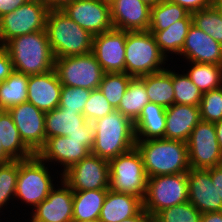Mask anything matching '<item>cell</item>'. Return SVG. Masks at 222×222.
Returning a JSON list of instances; mask_svg holds the SVG:
<instances>
[{"instance_id": "cell-23", "label": "cell", "mask_w": 222, "mask_h": 222, "mask_svg": "<svg viewBox=\"0 0 222 222\" xmlns=\"http://www.w3.org/2000/svg\"><path fill=\"white\" fill-rule=\"evenodd\" d=\"M35 154L24 144L7 110H0V164L24 160Z\"/></svg>"}, {"instance_id": "cell-19", "label": "cell", "mask_w": 222, "mask_h": 222, "mask_svg": "<svg viewBox=\"0 0 222 222\" xmlns=\"http://www.w3.org/2000/svg\"><path fill=\"white\" fill-rule=\"evenodd\" d=\"M111 20L115 29L147 31L151 7L142 0H113L110 3Z\"/></svg>"}, {"instance_id": "cell-8", "label": "cell", "mask_w": 222, "mask_h": 222, "mask_svg": "<svg viewBox=\"0 0 222 222\" xmlns=\"http://www.w3.org/2000/svg\"><path fill=\"white\" fill-rule=\"evenodd\" d=\"M188 202L187 173L149 177L143 208L154 217L163 209Z\"/></svg>"}, {"instance_id": "cell-50", "label": "cell", "mask_w": 222, "mask_h": 222, "mask_svg": "<svg viewBox=\"0 0 222 222\" xmlns=\"http://www.w3.org/2000/svg\"><path fill=\"white\" fill-rule=\"evenodd\" d=\"M214 125H215L217 141L220 145V148L222 149V120L214 123Z\"/></svg>"}, {"instance_id": "cell-9", "label": "cell", "mask_w": 222, "mask_h": 222, "mask_svg": "<svg viewBox=\"0 0 222 222\" xmlns=\"http://www.w3.org/2000/svg\"><path fill=\"white\" fill-rule=\"evenodd\" d=\"M54 70L62 86L98 89L104 70L92 52L55 59Z\"/></svg>"}, {"instance_id": "cell-33", "label": "cell", "mask_w": 222, "mask_h": 222, "mask_svg": "<svg viewBox=\"0 0 222 222\" xmlns=\"http://www.w3.org/2000/svg\"><path fill=\"white\" fill-rule=\"evenodd\" d=\"M189 12L182 6L163 0L151 7L149 30H165L174 22L184 19Z\"/></svg>"}, {"instance_id": "cell-30", "label": "cell", "mask_w": 222, "mask_h": 222, "mask_svg": "<svg viewBox=\"0 0 222 222\" xmlns=\"http://www.w3.org/2000/svg\"><path fill=\"white\" fill-rule=\"evenodd\" d=\"M29 75L13 71L0 83V110H8L27 101Z\"/></svg>"}, {"instance_id": "cell-26", "label": "cell", "mask_w": 222, "mask_h": 222, "mask_svg": "<svg viewBox=\"0 0 222 222\" xmlns=\"http://www.w3.org/2000/svg\"><path fill=\"white\" fill-rule=\"evenodd\" d=\"M87 122L78 111L63 110L57 107L45 113L46 139L55 136H68L75 131H84Z\"/></svg>"}, {"instance_id": "cell-35", "label": "cell", "mask_w": 222, "mask_h": 222, "mask_svg": "<svg viewBox=\"0 0 222 222\" xmlns=\"http://www.w3.org/2000/svg\"><path fill=\"white\" fill-rule=\"evenodd\" d=\"M172 84L174 88V103L199 107L202 93L190 80L186 73L179 74L172 70Z\"/></svg>"}, {"instance_id": "cell-52", "label": "cell", "mask_w": 222, "mask_h": 222, "mask_svg": "<svg viewBox=\"0 0 222 222\" xmlns=\"http://www.w3.org/2000/svg\"><path fill=\"white\" fill-rule=\"evenodd\" d=\"M71 222H99L98 220H72Z\"/></svg>"}, {"instance_id": "cell-34", "label": "cell", "mask_w": 222, "mask_h": 222, "mask_svg": "<svg viewBox=\"0 0 222 222\" xmlns=\"http://www.w3.org/2000/svg\"><path fill=\"white\" fill-rule=\"evenodd\" d=\"M131 75L124 73H105L99 85V90L108 100L113 109H117L122 100L130 81Z\"/></svg>"}, {"instance_id": "cell-27", "label": "cell", "mask_w": 222, "mask_h": 222, "mask_svg": "<svg viewBox=\"0 0 222 222\" xmlns=\"http://www.w3.org/2000/svg\"><path fill=\"white\" fill-rule=\"evenodd\" d=\"M193 24L192 15L189 13L184 19L178 20L165 30H149L155 37L160 51L167 58L170 52L180 54L189 28Z\"/></svg>"}, {"instance_id": "cell-47", "label": "cell", "mask_w": 222, "mask_h": 222, "mask_svg": "<svg viewBox=\"0 0 222 222\" xmlns=\"http://www.w3.org/2000/svg\"><path fill=\"white\" fill-rule=\"evenodd\" d=\"M151 218V215L142 208L136 215L120 222H150Z\"/></svg>"}, {"instance_id": "cell-15", "label": "cell", "mask_w": 222, "mask_h": 222, "mask_svg": "<svg viewBox=\"0 0 222 222\" xmlns=\"http://www.w3.org/2000/svg\"><path fill=\"white\" fill-rule=\"evenodd\" d=\"M126 31L111 29L93 37L92 53L105 73L125 72Z\"/></svg>"}, {"instance_id": "cell-4", "label": "cell", "mask_w": 222, "mask_h": 222, "mask_svg": "<svg viewBox=\"0 0 222 222\" xmlns=\"http://www.w3.org/2000/svg\"><path fill=\"white\" fill-rule=\"evenodd\" d=\"M93 125L96 133L91 153L100 158L109 161L136 145L134 122L116 109Z\"/></svg>"}, {"instance_id": "cell-28", "label": "cell", "mask_w": 222, "mask_h": 222, "mask_svg": "<svg viewBox=\"0 0 222 222\" xmlns=\"http://www.w3.org/2000/svg\"><path fill=\"white\" fill-rule=\"evenodd\" d=\"M146 86L149 102L168 108L174 104V88L171 69L138 77Z\"/></svg>"}, {"instance_id": "cell-38", "label": "cell", "mask_w": 222, "mask_h": 222, "mask_svg": "<svg viewBox=\"0 0 222 222\" xmlns=\"http://www.w3.org/2000/svg\"><path fill=\"white\" fill-rule=\"evenodd\" d=\"M201 213L189 201L158 212L153 218L157 222H200Z\"/></svg>"}, {"instance_id": "cell-40", "label": "cell", "mask_w": 222, "mask_h": 222, "mask_svg": "<svg viewBox=\"0 0 222 222\" xmlns=\"http://www.w3.org/2000/svg\"><path fill=\"white\" fill-rule=\"evenodd\" d=\"M90 94L91 90L82 87L62 86L58 107L83 114L84 106Z\"/></svg>"}, {"instance_id": "cell-18", "label": "cell", "mask_w": 222, "mask_h": 222, "mask_svg": "<svg viewBox=\"0 0 222 222\" xmlns=\"http://www.w3.org/2000/svg\"><path fill=\"white\" fill-rule=\"evenodd\" d=\"M188 178V201L202 213L221 212L222 199L211 179V168H190Z\"/></svg>"}, {"instance_id": "cell-55", "label": "cell", "mask_w": 222, "mask_h": 222, "mask_svg": "<svg viewBox=\"0 0 222 222\" xmlns=\"http://www.w3.org/2000/svg\"><path fill=\"white\" fill-rule=\"evenodd\" d=\"M213 5H222V0H213Z\"/></svg>"}, {"instance_id": "cell-3", "label": "cell", "mask_w": 222, "mask_h": 222, "mask_svg": "<svg viewBox=\"0 0 222 222\" xmlns=\"http://www.w3.org/2000/svg\"><path fill=\"white\" fill-rule=\"evenodd\" d=\"M45 31L55 59L92 52L94 36L61 9H49Z\"/></svg>"}, {"instance_id": "cell-11", "label": "cell", "mask_w": 222, "mask_h": 222, "mask_svg": "<svg viewBox=\"0 0 222 222\" xmlns=\"http://www.w3.org/2000/svg\"><path fill=\"white\" fill-rule=\"evenodd\" d=\"M60 175L73 191L109 189L110 186L108 160L92 153Z\"/></svg>"}, {"instance_id": "cell-7", "label": "cell", "mask_w": 222, "mask_h": 222, "mask_svg": "<svg viewBox=\"0 0 222 222\" xmlns=\"http://www.w3.org/2000/svg\"><path fill=\"white\" fill-rule=\"evenodd\" d=\"M108 162L109 189L137 196L143 201L146 195L148 177L138 149L134 147Z\"/></svg>"}, {"instance_id": "cell-10", "label": "cell", "mask_w": 222, "mask_h": 222, "mask_svg": "<svg viewBox=\"0 0 222 222\" xmlns=\"http://www.w3.org/2000/svg\"><path fill=\"white\" fill-rule=\"evenodd\" d=\"M49 7L46 4L25 2L13 12L0 18V46L11 39L45 30Z\"/></svg>"}, {"instance_id": "cell-39", "label": "cell", "mask_w": 222, "mask_h": 222, "mask_svg": "<svg viewBox=\"0 0 222 222\" xmlns=\"http://www.w3.org/2000/svg\"><path fill=\"white\" fill-rule=\"evenodd\" d=\"M199 111L202 121L216 123L222 120V86L202 93Z\"/></svg>"}, {"instance_id": "cell-45", "label": "cell", "mask_w": 222, "mask_h": 222, "mask_svg": "<svg viewBox=\"0 0 222 222\" xmlns=\"http://www.w3.org/2000/svg\"><path fill=\"white\" fill-rule=\"evenodd\" d=\"M25 2V0H0V18L9 12H13Z\"/></svg>"}, {"instance_id": "cell-20", "label": "cell", "mask_w": 222, "mask_h": 222, "mask_svg": "<svg viewBox=\"0 0 222 222\" xmlns=\"http://www.w3.org/2000/svg\"><path fill=\"white\" fill-rule=\"evenodd\" d=\"M179 55L188 62L222 65V44L192 24Z\"/></svg>"}, {"instance_id": "cell-14", "label": "cell", "mask_w": 222, "mask_h": 222, "mask_svg": "<svg viewBox=\"0 0 222 222\" xmlns=\"http://www.w3.org/2000/svg\"><path fill=\"white\" fill-rule=\"evenodd\" d=\"M24 144L34 153L43 147L46 141L45 112L26 101L7 110Z\"/></svg>"}, {"instance_id": "cell-54", "label": "cell", "mask_w": 222, "mask_h": 222, "mask_svg": "<svg viewBox=\"0 0 222 222\" xmlns=\"http://www.w3.org/2000/svg\"><path fill=\"white\" fill-rule=\"evenodd\" d=\"M213 6H215L218 9L220 16L222 18V5H213Z\"/></svg>"}, {"instance_id": "cell-24", "label": "cell", "mask_w": 222, "mask_h": 222, "mask_svg": "<svg viewBox=\"0 0 222 222\" xmlns=\"http://www.w3.org/2000/svg\"><path fill=\"white\" fill-rule=\"evenodd\" d=\"M142 208L143 201L139 197L108 189L98 221L120 222L136 215Z\"/></svg>"}, {"instance_id": "cell-42", "label": "cell", "mask_w": 222, "mask_h": 222, "mask_svg": "<svg viewBox=\"0 0 222 222\" xmlns=\"http://www.w3.org/2000/svg\"><path fill=\"white\" fill-rule=\"evenodd\" d=\"M95 126L93 122L87 121L84 124V131H75L68 134V138L85 139V145L92 150L95 139Z\"/></svg>"}, {"instance_id": "cell-29", "label": "cell", "mask_w": 222, "mask_h": 222, "mask_svg": "<svg viewBox=\"0 0 222 222\" xmlns=\"http://www.w3.org/2000/svg\"><path fill=\"white\" fill-rule=\"evenodd\" d=\"M107 191H73V220H98Z\"/></svg>"}, {"instance_id": "cell-41", "label": "cell", "mask_w": 222, "mask_h": 222, "mask_svg": "<svg viewBox=\"0 0 222 222\" xmlns=\"http://www.w3.org/2000/svg\"><path fill=\"white\" fill-rule=\"evenodd\" d=\"M113 111V107L99 89L91 90V94L83 109V115L87 121L94 122Z\"/></svg>"}, {"instance_id": "cell-21", "label": "cell", "mask_w": 222, "mask_h": 222, "mask_svg": "<svg viewBox=\"0 0 222 222\" xmlns=\"http://www.w3.org/2000/svg\"><path fill=\"white\" fill-rule=\"evenodd\" d=\"M62 84L55 70L43 74L30 75L27 101L43 112L59 106Z\"/></svg>"}, {"instance_id": "cell-49", "label": "cell", "mask_w": 222, "mask_h": 222, "mask_svg": "<svg viewBox=\"0 0 222 222\" xmlns=\"http://www.w3.org/2000/svg\"><path fill=\"white\" fill-rule=\"evenodd\" d=\"M73 0H45L49 9H62L68 2Z\"/></svg>"}, {"instance_id": "cell-43", "label": "cell", "mask_w": 222, "mask_h": 222, "mask_svg": "<svg viewBox=\"0 0 222 222\" xmlns=\"http://www.w3.org/2000/svg\"><path fill=\"white\" fill-rule=\"evenodd\" d=\"M185 8L189 13L211 7L213 0H168Z\"/></svg>"}, {"instance_id": "cell-2", "label": "cell", "mask_w": 222, "mask_h": 222, "mask_svg": "<svg viewBox=\"0 0 222 222\" xmlns=\"http://www.w3.org/2000/svg\"><path fill=\"white\" fill-rule=\"evenodd\" d=\"M147 177L187 173V143L165 138L136 141Z\"/></svg>"}, {"instance_id": "cell-48", "label": "cell", "mask_w": 222, "mask_h": 222, "mask_svg": "<svg viewBox=\"0 0 222 222\" xmlns=\"http://www.w3.org/2000/svg\"><path fill=\"white\" fill-rule=\"evenodd\" d=\"M200 222H222V211L202 213Z\"/></svg>"}, {"instance_id": "cell-13", "label": "cell", "mask_w": 222, "mask_h": 222, "mask_svg": "<svg viewBox=\"0 0 222 222\" xmlns=\"http://www.w3.org/2000/svg\"><path fill=\"white\" fill-rule=\"evenodd\" d=\"M61 10L93 36L114 28L110 3L102 0H73Z\"/></svg>"}, {"instance_id": "cell-57", "label": "cell", "mask_w": 222, "mask_h": 222, "mask_svg": "<svg viewBox=\"0 0 222 222\" xmlns=\"http://www.w3.org/2000/svg\"><path fill=\"white\" fill-rule=\"evenodd\" d=\"M150 222H157V221L152 217Z\"/></svg>"}, {"instance_id": "cell-32", "label": "cell", "mask_w": 222, "mask_h": 222, "mask_svg": "<svg viewBox=\"0 0 222 222\" xmlns=\"http://www.w3.org/2000/svg\"><path fill=\"white\" fill-rule=\"evenodd\" d=\"M191 63V64H190ZM190 69L186 72L190 80L201 93L209 92L222 86V65L189 62Z\"/></svg>"}, {"instance_id": "cell-46", "label": "cell", "mask_w": 222, "mask_h": 222, "mask_svg": "<svg viewBox=\"0 0 222 222\" xmlns=\"http://www.w3.org/2000/svg\"><path fill=\"white\" fill-rule=\"evenodd\" d=\"M211 179L218 195L222 199V165L211 168Z\"/></svg>"}, {"instance_id": "cell-31", "label": "cell", "mask_w": 222, "mask_h": 222, "mask_svg": "<svg viewBox=\"0 0 222 222\" xmlns=\"http://www.w3.org/2000/svg\"><path fill=\"white\" fill-rule=\"evenodd\" d=\"M148 103L149 97L145 84L139 78L134 77L116 110L134 122Z\"/></svg>"}, {"instance_id": "cell-1", "label": "cell", "mask_w": 222, "mask_h": 222, "mask_svg": "<svg viewBox=\"0 0 222 222\" xmlns=\"http://www.w3.org/2000/svg\"><path fill=\"white\" fill-rule=\"evenodd\" d=\"M3 47L10 55L14 71L30 76L54 69L55 57L45 30L17 36Z\"/></svg>"}, {"instance_id": "cell-36", "label": "cell", "mask_w": 222, "mask_h": 222, "mask_svg": "<svg viewBox=\"0 0 222 222\" xmlns=\"http://www.w3.org/2000/svg\"><path fill=\"white\" fill-rule=\"evenodd\" d=\"M193 24L222 44V18L218 9L211 6L191 13Z\"/></svg>"}, {"instance_id": "cell-17", "label": "cell", "mask_w": 222, "mask_h": 222, "mask_svg": "<svg viewBox=\"0 0 222 222\" xmlns=\"http://www.w3.org/2000/svg\"><path fill=\"white\" fill-rule=\"evenodd\" d=\"M60 181L61 185L57 184L48 197L31 212V222H71L73 220V190L62 179Z\"/></svg>"}, {"instance_id": "cell-56", "label": "cell", "mask_w": 222, "mask_h": 222, "mask_svg": "<svg viewBox=\"0 0 222 222\" xmlns=\"http://www.w3.org/2000/svg\"><path fill=\"white\" fill-rule=\"evenodd\" d=\"M104 2H107V3H111L113 0H102Z\"/></svg>"}, {"instance_id": "cell-44", "label": "cell", "mask_w": 222, "mask_h": 222, "mask_svg": "<svg viewBox=\"0 0 222 222\" xmlns=\"http://www.w3.org/2000/svg\"><path fill=\"white\" fill-rule=\"evenodd\" d=\"M13 71L10 55L3 46H0V83L6 80Z\"/></svg>"}, {"instance_id": "cell-12", "label": "cell", "mask_w": 222, "mask_h": 222, "mask_svg": "<svg viewBox=\"0 0 222 222\" xmlns=\"http://www.w3.org/2000/svg\"><path fill=\"white\" fill-rule=\"evenodd\" d=\"M190 168L209 169L222 165V149L214 123L200 121L187 141Z\"/></svg>"}, {"instance_id": "cell-51", "label": "cell", "mask_w": 222, "mask_h": 222, "mask_svg": "<svg viewBox=\"0 0 222 222\" xmlns=\"http://www.w3.org/2000/svg\"><path fill=\"white\" fill-rule=\"evenodd\" d=\"M144 3H146L148 6L153 7L154 5L159 4L163 0H142Z\"/></svg>"}, {"instance_id": "cell-5", "label": "cell", "mask_w": 222, "mask_h": 222, "mask_svg": "<svg viewBox=\"0 0 222 222\" xmlns=\"http://www.w3.org/2000/svg\"><path fill=\"white\" fill-rule=\"evenodd\" d=\"M125 73L138 78L162 71L169 59L160 51L149 31H126Z\"/></svg>"}, {"instance_id": "cell-6", "label": "cell", "mask_w": 222, "mask_h": 222, "mask_svg": "<svg viewBox=\"0 0 222 222\" xmlns=\"http://www.w3.org/2000/svg\"><path fill=\"white\" fill-rule=\"evenodd\" d=\"M46 164L36 154L31 158L19 160L15 200L21 199V203L23 201L27 206H32V211L56 186Z\"/></svg>"}, {"instance_id": "cell-37", "label": "cell", "mask_w": 222, "mask_h": 222, "mask_svg": "<svg viewBox=\"0 0 222 222\" xmlns=\"http://www.w3.org/2000/svg\"><path fill=\"white\" fill-rule=\"evenodd\" d=\"M18 173L19 160L0 164V210L3 206L7 207L12 198L15 199Z\"/></svg>"}, {"instance_id": "cell-22", "label": "cell", "mask_w": 222, "mask_h": 222, "mask_svg": "<svg viewBox=\"0 0 222 222\" xmlns=\"http://www.w3.org/2000/svg\"><path fill=\"white\" fill-rule=\"evenodd\" d=\"M200 121L199 107L174 103L166 108L165 139L187 143L192 130Z\"/></svg>"}, {"instance_id": "cell-53", "label": "cell", "mask_w": 222, "mask_h": 222, "mask_svg": "<svg viewBox=\"0 0 222 222\" xmlns=\"http://www.w3.org/2000/svg\"><path fill=\"white\" fill-rule=\"evenodd\" d=\"M26 2H36L40 4H45V0H25Z\"/></svg>"}, {"instance_id": "cell-25", "label": "cell", "mask_w": 222, "mask_h": 222, "mask_svg": "<svg viewBox=\"0 0 222 222\" xmlns=\"http://www.w3.org/2000/svg\"><path fill=\"white\" fill-rule=\"evenodd\" d=\"M136 141L165 138L166 108L149 102L134 121Z\"/></svg>"}, {"instance_id": "cell-16", "label": "cell", "mask_w": 222, "mask_h": 222, "mask_svg": "<svg viewBox=\"0 0 222 222\" xmlns=\"http://www.w3.org/2000/svg\"><path fill=\"white\" fill-rule=\"evenodd\" d=\"M91 150L85 145V139L68 138L67 136H55L46 139L43 147L37 152V156L45 162H56L63 167L62 173L84 157Z\"/></svg>"}]
</instances>
